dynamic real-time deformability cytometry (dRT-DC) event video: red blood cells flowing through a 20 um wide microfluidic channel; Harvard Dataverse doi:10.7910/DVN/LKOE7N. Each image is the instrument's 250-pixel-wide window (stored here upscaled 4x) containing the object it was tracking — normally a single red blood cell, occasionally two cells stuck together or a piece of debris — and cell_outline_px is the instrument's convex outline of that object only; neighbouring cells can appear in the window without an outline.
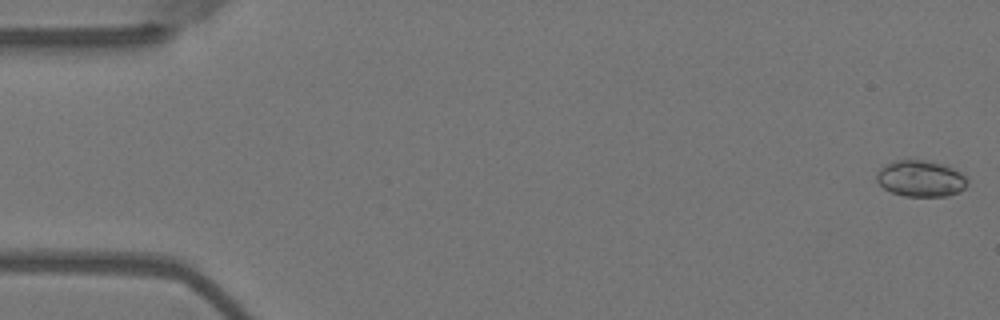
{"species": "Egyptian fruit bat (a non-hibernating species)", "species_latin": "Rousettus aegyptiacus", "temperature_condition": "warm", "stored_images_in_passage": 55, "camera_frame_rate_fps": 3000, "um_per_image_px": 0.085, "animal": {"sex": "female"}, "frame": {"image": 1, "passage_image": 1, "time_ms": 0.0, "image_size_px": [1000, 320], "cell_outline_px": [[968, 184], [964, 188], [948, 196], [904, 196], [892, 192], [884, 188], [876, 180], [876, 176], [880, 168], [896, 160], [924, 160], [948, 164], [968, 176]], "centroid_in_image_um": [78.31, 15.16], "position_along_channel_um": 6.7, "area_um2": 19.36}}
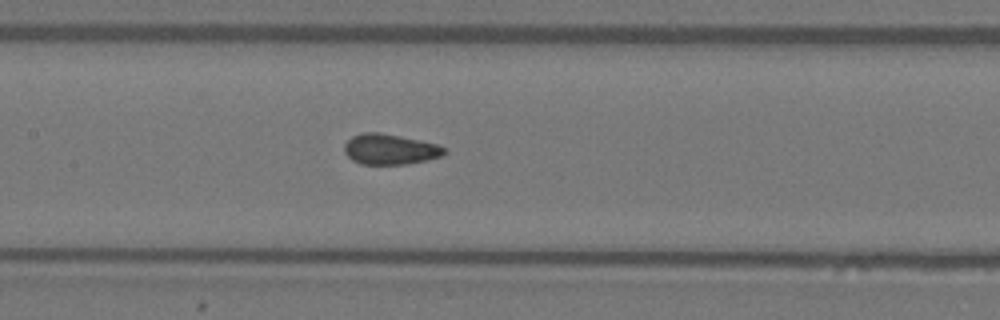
{"frame": {"image": 2, "passage_image": 26, "time_ms": 8.333, "image_size_px": [1000, 320], "cell_outline_px": [[448, 152], [440, 156], [428, 160], [408, 164], [360, 164], [352, 160], [344, 152], [344, 144], [352, 136], [364, 132], [380, 132], [436, 144], [448, 148]], "centroid_in_image_um": [33.15, 12.69], "position_along_channel_um": 174.2, "area_um2": 17.8}}
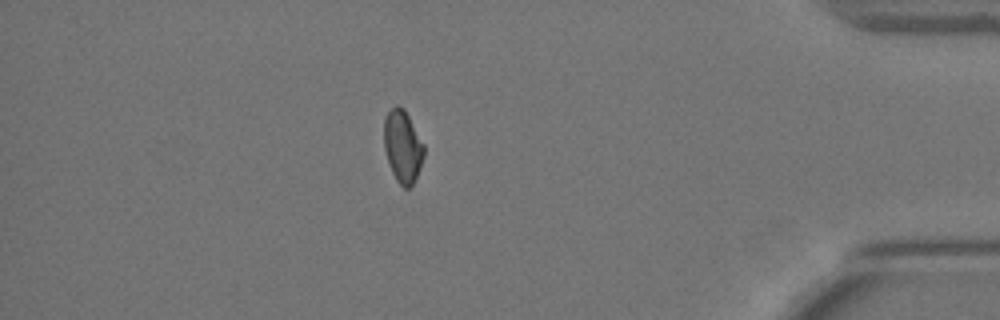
{"frame": {"image": 3, "passage_image": 48, "time_ms": 15.667, "image_size_px": [1000, 320], "cell_outline_px": [[424, 156], [416, 176], [412, 184], [408, 188], [404, 188], [396, 180], [392, 172], [384, 148], [384, 116], [396, 104], [404, 108], [424, 144]], "centroid_in_image_um": [34.22, 12.41], "position_along_channel_um": 401.0, "area_um2": 16.7}, "authors_computed_cell_mechanics": {"area_um2": 17.9758, "velocity_mm_per_s": 3.6677, "shape_relaxation_time_tau1_ms": 6.7167, "shape_relaxation_time_tau2_ms": 1.1831, "deformation_change_tau1": 0.1211, "deformation_change_tau2": 0.0523}}